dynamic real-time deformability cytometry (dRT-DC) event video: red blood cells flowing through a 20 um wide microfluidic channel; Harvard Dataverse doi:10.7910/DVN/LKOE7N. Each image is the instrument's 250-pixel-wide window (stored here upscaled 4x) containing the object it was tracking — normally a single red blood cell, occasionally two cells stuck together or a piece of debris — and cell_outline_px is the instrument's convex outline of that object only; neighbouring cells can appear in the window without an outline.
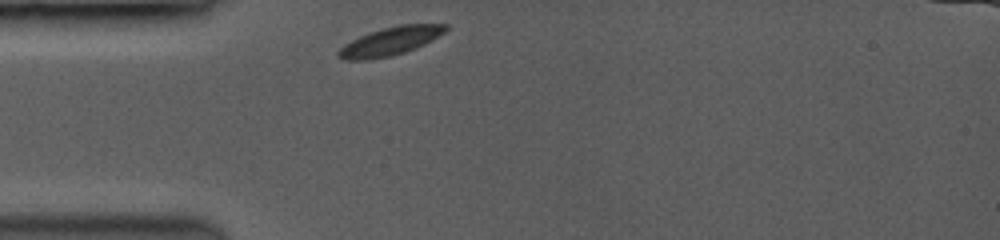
{"species": "common noctule bat (a hibernating species)", "species_latin": "Nyctalus noctula", "temperature_condition": "room temperature", "stored_images_in_passage": 8, "camera_frame_rate_fps": 3500, "um_per_image_px": 0.085, "animal": {"sex": "female", "body_mass_g": 19.0, "forearm_length_mm": 53.3}, "frame": {"image": 1, "passage_image": 1, "time_ms": 0.0, "image_size_px": [1000, 240], "cell_outline_px": [[448, 28], [444, 32], [432, 40], [424, 44], [404, 52], [388, 56], [368, 60], [344, 60], [336, 56], [336, 52], [344, 44], [368, 32], [400, 24], [448, 24]], "centroid_in_image_um": [33.13, 3.5], "position_along_channel_um": 51.9, "area_um2": 17.57}}
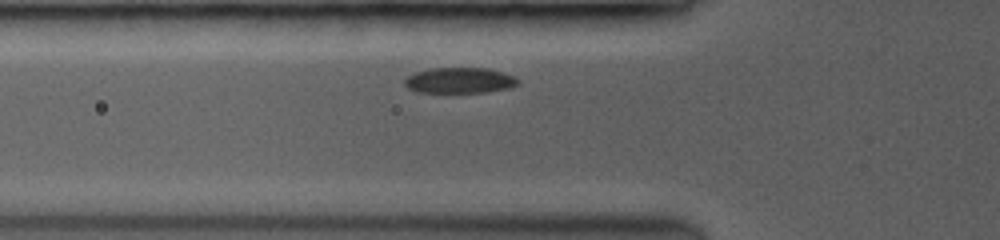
{"frame": {"image": 2, "passage_image": 5, "time_ms": 1.143, "image_size_px": [1000, 240], "cell_outline_px": [[520, 84], [508, 88], [484, 92], [420, 92], [408, 88], [404, 84], [404, 80], [408, 76], [416, 72], [432, 68], [488, 68], [504, 72], [520, 80]], "centroid_in_image_um": [39.09, 6.83], "position_along_channel_um": 86.7, "area_um2": 16.88}}